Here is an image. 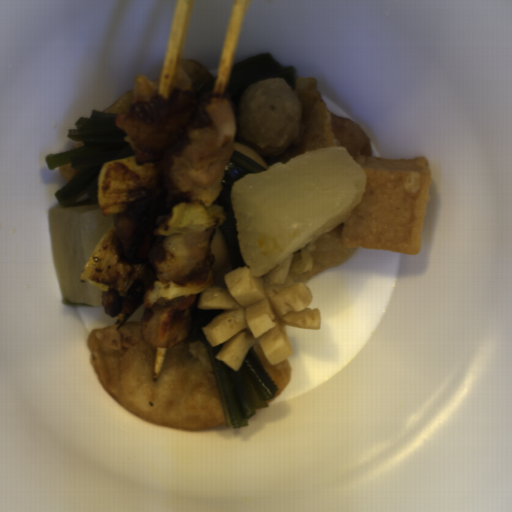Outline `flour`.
Segmentation results:
<instances>
[{
    "mask_svg": "<svg viewBox=\"0 0 512 512\" xmlns=\"http://www.w3.org/2000/svg\"><path fill=\"white\" fill-rule=\"evenodd\" d=\"M142 323L90 329L89 363L116 402L162 427L208 430L227 424L206 343L189 336L172 348L150 347Z\"/></svg>",
    "mask_w": 512,
    "mask_h": 512,
    "instance_id": "flour-1",
    "label": "flour"
},
{
    "mask_svg": "<svg viewBox=\"0 0 512 512\" xmlns=\"http://www.w3.org/2000/svg\"><path fill=\"white\" fill-rule=\"evenodd\" d=\"M252 347L276 387V392L271 398V400H273L280 395L291 379L289 359L287 357L279 362L271 364L259 346L253 345Z\"/></svg>",
    "mask_w": 512,
    "mask_h": 512,
    "instance_id": "flour-6",
    "label": "flour"
},
{
    "mask_svg": "<svg viewBox=\"0 0 512 512\" xmlns=\"http://www.w3.org/2000/svg\"><path fill=\"white\" fill-rule=\"evenodd\" d=\"M60 174L67 184L71 178L76 174V169L69 163L62 166H58Z\"/></svg>",
    "mask_w": 512,
    "mask_h": 512,
    "instance_id": "flour-7",
    "label": "flour"
},
{
    "mask_svg": "<svg viewBox=\"0 0 512 512\" xmlns=\"http://www.w3.org/2000/svg\"><path fill=\"white\" fill-rule=\"evenodd\" d=\"M214 87L215 82L211 72L198 61L182 59L170 90L195 91L196 96L210 101Z\"/></svg>",
    "mask_w": 512,
    "mask_h": 512,
    "instance_id": "flour-4",
    "label": "flour"
},
{
    "mask_svg": "<svg viewBox=\"0 0 512 512\" xmlns=\"http://www.w3.org/2000/svg\"><path fill=\"white\" fill-rule=\"evenodd\" d=\"M156 95H159L157 80L151 76L136 75L131 81L130 90L102 111L116 114V125L122 128L123 118L129 104L147 102Z\"/></svg>",
    "mask_w": 512,
    "mask_h": 512,
    "instance_id": "flour-5",
    "label": "flour"
},
{
    "mask_svg": "<svg viewBox=\"0 0 512 512\" xmlns=\"http://www.w3.org/2000/svg\"><path fill=\"white\" fill-rule=\"evenodd\" d=\"M294 92L301 102L302 137L290 151L277 157L272 156V166L312 149L331 145H343L356 161L360 156H373L371 142L365 129L353 119L330 112L316 79L295 78Z\"/></svg>",
    "mask_w": 512,
    "mask_h": 512,
    "instance_id": "flour-2",
    "label": "flour"
},
{
    "mask_svg": "<svg viewBox=\"0 0 512 512\" xmlns=\"http://www.w3.org/2000/svg\"><path fill=\"white\" fill-rule=\"evenodd\" d=\"M81 145H85V144L82 143L81 141H76L75 140L74 143L72 144L71 148L78 147V146H81Z\"/></svg>",
    "mask_w": 512,
    "mask_h": 512,
    "instance_id": "flour-8",
    "label": "flour"
},
{
    "mask_svg": "<svg viewBox=\"0 0 512 512\" xmlns=\"http://www.w3.org/2000/svg\"><path fill=\"white\" fill-rule=\"evenodd\" d=\"M344 221L332 230L294 253L290 276L296 283L308 280L322 272L343 265L358 247L342 248Z\"/></svg>",
    "mask_w": 512,
    "mask_h": 512,
    "instance_id": "flour-3",
    "label": "flour"
}]
</instances>
